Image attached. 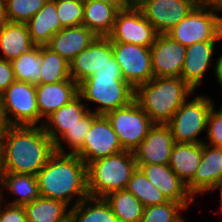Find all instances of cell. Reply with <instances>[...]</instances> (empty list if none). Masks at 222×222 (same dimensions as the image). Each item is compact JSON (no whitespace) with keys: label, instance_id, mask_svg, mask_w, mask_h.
Returning <instances> with one entry per match:
<instances>
[{"label":"cell","instance_id":"obj_33","mask_svg":"<svg viewBox=\"0 0 222 222\" xmlns=\"http://www.w3.org/2000/svg\"><path fill=\"white\" fill-rule=\"evenodd\" d=\"M126 190L132 193L144 207L169 201L165 195L147 179L146 175L138 167L128 181Z\"/></svg>","mask_w":222,"mask_h":222},{"label":"cell","instance_id":"obj_44","mask_svg":"<svg viewBox=\"0 0 222 222\" xmlns=\"http://www.w3.org/2000/svg\"><path fill=\"white\" fill-rule=\"evenodd\" d=\"M213 66L215 78L222 89V54L216 59V62L214 61Z\"/></svg>","mask_w":222,"mask_h":222},{"label":"cell","instance_id":"obj_41","mask_svg":"<svg viewBox=\"0 0 222 222\" xmlns=\"http://www.w3.org/2000/svg\"><path fill=\"white\" fill-rule=\"evenodd\" d=\"M93 75L122 76V73L120 70V66L113 56L111 59L108 60L107 64L96 70Z\"/></svg>","mask_w":222,"mask_h":222},{"label":"cell","instance_id":"obj_17","mask_svg":"<svg viewBox=\"0 0 222 222\" xmlns=\"http://www.w3.org/2000/svg\"><path fill=\"white\" fill-rule=\"evenodd\" d=\"M113 57L112 42L108 37L97 36L70 63V77L79 84Z\"/></svg>","mask_w":222,"mask_h":222},{"label":"cell","instance_id":"obj_4","mask_svg":"<svg viewBox=\"0 0 222 222\" xmlns=\"http://www.w3.org/2000/svg\"><path fill=\"white\" fill-rule=\"evenodd\" d=\"M137 163L132 151L97 159L87 166L88 194L105 197L112 191L125 190Z\"/></svg>","mask_w":222,"mask_h":222},{"label":"cell","instance_id":"obj_42","mask_svg":"<svg viewBox=\"0 0 222 222\" xmlns=\"http://www.w3.org/2000/svg\"><path fill=\"white\" fill-rule=\"evenodd\" d=\"M197 6L220 13L222 10V0H197Z\"/></svg>","mask_w":222,"mask_h":222},{"label":"cell","instance_id":"obj_12","mask_svg":"<svg viewBox=\"0 0 222 222\" xmlns=\"http://www.w3.org/2000/svg\"><path fill=\"white\" fill-rule=\"evenodd\" d=\"M124 149L106 115H97L82 147L75 153L88 166L91 162L117 154Z\"/></svg>","mask_w":222,"mask_h":222},{"label":"cell","instance_id":"obj_14","mask_svg":"<svg viewBox=\"0 0 222 222\" xmlns=\"http://www.w3.org/2000/svg\"><path fill=\"white\" fill-rule=\"evenodd\" d=\"M154 77H180L186 55V47L167 34H158L150 47Z\"/></svg>","mask_w":222,"mask_h":222},{"label":"cell","instance_id":"obj_22","mask_svg":"<svg viewBox=\"0 0 222 222\" xmlns=\"http://www.w3.org/2000/svg\"><path fill=\"white\" fill-rule=\"evenodd\" d=\"M83 102L78 95L69 104L63 105L44 120L43 129L54 143L89 111V108H86V103Z\"/></svg>","mask_w":222,"mask_h":222},{"label":"cell","instance_id":"obj_32","mask_svg":"<svg viewBox=\"0 0 222 222\" xmlns=\"http://www.w3.org/2000/svg\"><path fill=\"white\" fill-rule=\"evenodd\" d=\"M16 81L40 84L41 46L22 53L11 61Z\"/></svg>","mask_w":222,"mask_h":222},{"label":"cell","instance_id":"obj_15","mask_svg":"<svg viewBox=\"0 0 222 222\" xmlns=\"http://www.w3.org/2000/svg\"><path fill=\"white\" fill-rule=\"evenodd\" d=\"M174 143L172 131L167 124H154L133 151L136 163L169 165Z\"/></svg>","mask_w":222,"mask_h":222},{"label":"cell","instance_id":"obj_50","mask_svg":"<svg viewBox=\"0 0 222 222\" xmlns=\"http://www.w3.org/2000/svg\"><path fill=\"white\" fill-rule=\"evenodd\" d=\"M219 202H220V207H219L220 210L219 211L221 212L222 211V200H220Z\"/></svg>","mask_w":222,"mask_h":222},{"label":"cell","instance_id":"obj_36","mask_svg":"<svg viewBox=\"0 0 222 222\" xmlns=\"http://www.w3.org/2000/svg\"><path fill=\"white\" fill-rule=\"evenodd\" d=\"M48 0H5L3 3L12 23H27Z\"/></svg>","mask_w":222,"mask_h":222},{"label":"cell","instance_id":"obj_6","mask_svg":"<svg viewBox=\"0 0 222 222\" xmlns=\"http://www.w3.org/2000/svg\"><path fill=\"white\" fill-rule=\"evenodd\" d=\"M215 102L208 95H197L189 98L174 113L167 123L177 143H204L198 139L206 131L208 117Z\"/></svg>","mask_w":222,"mask_h":222},{"label":"cell","instance_id":"obj_35","mask_svg":"<svg viewBox=\"0 0 222 222\" xmlns=\"http://www.w3.org/2000/svg\"><path fill=\"white\" fill-rule=\"evenodd\" d=\"M183 210L187 211V208L175 201L144 207L140 222H180L183 219Z\"/></svg>","mask_w":222,"mask_h":222},{"label":"cell","instance_id":"obj_49","mask_svg":"<svg viewBox=\"0 0 222 222\" xmlns=\"http://www.w3.org/2000/svg\"><path fill=\"white\" fill-rule=\"evenodd\" d=\"M1 190H2V189H1V186H0V207H1V205H3V204H2V202H3L2 200L4 199V198H3V197H4V196H3L4 193H2Z\"/></svg>","mask_w":222,"mask_h":222},{"label":"cell","instance_id":"obj_38","mask_svg":"<svg viewBox=\"0 0 222 222\" xmlns=\"http://www.w3.org/2000/svg\"><path fill=\"white\" fill-rule=\"evenodd\" d=\"M216 103L212 106L211 112L208 117L206 127V141L205 144L212 146L222 147V106L217 110L215 109ZM208 140V143H207Z\"/></svg>","mask_w":222,"mask_h":222},{"label":"cell","instance_id":"obj_23","mask_svg":"<svg viewBox=\"0 0 222 222\" xmlns=\"http://www.w3.org/2000/svg\"><path fill=\"white\" fill-rule=\"evenodd\" d=\"M202 158V143L175 142L170 155L169 167L188 185L193 179Z\"/></svg>","mask_w":222,"mask_h":222},{"label":"cell","instance_id":"obj_3","mask_svg":"<svg viewBox=\"0 0 222 222\" xmlns=\"http://www.w3.org/2000/svg\"><path fill=\"white\" fill-rule=\"evenodd\" d=\"M193 94L180 77H153L135 89L134 99L155 124H167Z\"/></svg>","mask_w":222,"mask_h":222},{"label":"cell","instance_id":"obj_24","mask_svg":"<svg viewBox=\"0 0 222 222\" xmlns=\"http://www.w3.org/2000/svg\"><path fill=\"white\" fill-rule=\"evenodd\" d=\"M26 24L32 42L36 46H46L62 29L57 15L56 0H48Z\"/></svg>","mask_w":222,"mask_h":222},{"label":"cell","instance_id":"obj_20","mask_svg":"<svg viewBox=\"0 0 222 222\" xmlns=\"http://www.w3.org/2000/svg\"><path fill=\"white\" fill-rule=\"evenodd\" d=\"M221 177L222 147L202 143V158L194 179L187 185L188 191L194 198L199 194H207Z\"/></svg>","mask_w":222,"mask_h":222},{"label":"cell","instance_id":"obj_13","mask_svg":"<svg viewBox=\"0 0 222 222\" xmlns=\"http://www.w3.org/2000/svg\"><path fill=\"white\" fill-rule=\"evenodd\" d=\"M196 6L197 0H144L137 5L158 34H167Z\"/></svg>","mask_w":222,"mask_h":222},{"label":"cell","instance_id":"obj_28","mask_svg":"<svg viewBox=\"0 0 222 222\" xmlns=\"http://www.w3.org/2000/svg\"><path fill=\"white\" fill-rule=\"evenodd\" d=\"M23 207L27 222H69L70 220L68 205L58 200L39 196Z\"/></svg>","mask_w":222,"mask_h":222},{"label":"cell","instance_id":"obj_19","mask_svg":"<svg viewBox=\"0 0 222 222\" xmlns=\"http://www.w3.org/2000/svg\"><path fill=\"white\" fill-rule=\"evenodd\" d=\"M218 41L196 42L186 47L181 78L194 90L202 83L206 72L213 62ZM204 76V77H203Z\"/></svg>","mask_w":222,"mask_h":222},{"label":"cell","instance_id":"obj_47","mask_svg":"<svg viewBox=\"0 0 222 222\" xmlns=\"http://www.w3.org/2000/svg\"><path fill=\"white\" fill-rule=\"evenodd\" d=\"M217 191L219 190L220 191V198L219 200H222V177L215 182V184L209 189V193L212 192V191Z\"/></svg>","mask_w":222,"mask_h":222},{"label":"cell","instance_id":"obj_18","mask_svg":"<svg viewBox=\"0 0 222 222\" xmlns=\"http://www.w3.org/2000/svg\"><path fill=\"white\" fill-rule=\"evenodd\" d=\"M36 95L41 126L44 122L42 118L46 119L79 95L78 84L72 78L52 84H36Z\"/></svg>","mask_w":222,"mask_h":222},{"label":"cell","instance_id":"obj_29","mask_svg":"<svg viewBox=\"0 0 222 222\" xmlns=\"http://www.w3.org/2000/svg\"><path fill=\"white\" fill-rule=\"evenodd\" d=\"M69 222H120L104 197L88 196L70 207Z\"/></svg>","mask_w":222,"mask_h":222},{"label":"cell","instance_id":"obj_21","mask_svg":"<svg viewBox=\"0 0 222 222\" xmlns=\"http://www.w3.org/2000/svg\"><path fill=\"white\" fill-rule=\"evenodd\" d=\"M96 37L84 25L65 27L56 33L46 46L70 63Z\"/></svg>","mask_w":222,"mask_h":222},{"label":"cell","instance_id":"obj_30","mask_svg":"<svg viewBox=\"0 0 222 222\" xmlns=\"http://www.w3.org/2000/svg\"><path fill=\"white\" fill-rule=\"evenodd\" d=\"M104 198L120 222L141 221L144 206L132 193L128 192L126 189L112 191Z\"/></svg>","mask_w":222,"mask_h":222},{"label":"cell","instance_id":"obj_37","mask_svg":"<svg viewBox=\"0 0 222 222\" xmlns=\"http://www.w3.org/2000/svg\"><path fill=\"white\" fill-rule=\"evenodd\" d=\"M56 10L62 28L82 25L84 18L82 0H56Z\"/></svg>","mask_w":222,"mask_h":222},{"label":"cell","instance_id":"obj_1","mask_svg":"<svg viewBox=\"0 0 222 222\" xmlns=\"http://www.w3.org/2000/svg\"><path fill=\"white\" fill-rule=\"evenodd\" d=\"M43 126H10L0 146V173L37 175L55 153Z\"/></svg>","mask_w":222,"mask_h":222},{"label":"cell","instance_id":"obj_7","mask_svg":"<svg viewBox=\"0 0 222 222\" xmlns=\"http://www.w3.org/2000/svg\"><path fill=\"white\" fill-rule=\"evenodd\" d=\"M214 10L196 6L167 35L188 47L196 42L222 40V16Z\"/></svg>","mask_w":222,"mask_h":222},{"label":"cell","instance_id":"obj_16","mask_svg":"<svg viewBox=\"0 0 222 222\" xmlns=\"http://www.w3.org/2000/svg\"><path fill=\"white\" fill-rule=\"evenodd\" d=\"M137 167L169 201L182 203L187 209L190 204L194 203L195 198L188 191L187 185L171 170L169 165L137 164Z\"/></svg>","mask_w":222,"mask_h":222},{"label":"cell","instance_id":"obj_39","mask_svg":"<svg viewBox=\"0 0 222 222\" xmlns=\"http://www.w3.org/2000/svg\"><path fill=\"white\" fill-rule=\"evenodd\" d=\"M0 222H27L24 207L3 203L0 207Z\"/></svg>","mask_w":222,"mask_h":222},{"label":"cell","instance_id":"obj_40","mask_svg":"<svg viewBox=\"0 0 222 222\" xmlns=\"http://www.w3.org/2000/svg\"><path fill=\"white\" fill-rule=\"evenodd\" d=\"M15 81L11 61L0 58V94Z\"/></svg>","mask_w":222,"mask_h":222},{"label":"cell","instance_id":"obj_11","mask_svg":"<svg viewBox=\"0 0 222 222\" xmlns=\"http://www.w3.org/2000/svg\"><path fill=\"white\" fill-rule=\"evenodd\" d=\"M113 56L123 79L134 89L154 77L150 47L132 43L112 42Z\"/></svg>","mask_w":222,"mask_h":222},{"label":"cell","instance_id":"obj_26","mask_svg":"<svg viewBox=\"0 0 222 222\" xmlns=\"http://www.w3.org/2000/svg\"><path fill=\"white\" fill-rule=\"evenodd\" d=\"M119 9L102 1L84 2L82 25L96 36L107 37L112 29Z\"/></svg>","mask_w":222,"mask_h":222},{"label":"cell","instance_id":"obj_2","mask_svg":"<svg viewBox=\"0 0 222 222\" xmlns=\"http://www.w3.org/2000/svg\"><path fill=\"white\" fill-rule=\"evenodd\" d=\"M36 177L41 197L73 207L89 196L87 165L76 154L55 152Z\"/></svg>","mask_w":222,"mask_h":222},{"label":"cell","instance_id":"obj_34","mask_svg":"<svg viewBox=\"0 0 222 222\" xmlns=\"http://www.w3.org/2000/svg\"><path fill=\"white\" fill-rule=\"evenodd\" d=\"M97 116L92 111H88L80 121L72 128L68 129L55 143V151L59 153H70L75 154L83 145L85 137L90 130L93 119ZM66 142L70 150L67 152L62 141Z\"/></svg>","mask_w":222,"mask_h":222},{"label":"cell","instance_id":"obj_9","mask_svg":"<svg viewBox=\"0 0 222 222\" xmlns=\"http://www.w3.org/2000/svg\"><path fill=\"white\" fill-rule=\"evenodd\" d=\"M122 148L134 151L148 135L154 122L134 99L128 105L106 114Z\"/></svg>","mask_w":222,"mask_h":222},{"label":"cell","instance_id":"obj_5","mask_svg":"<svg viewBox=\"0 0 222 222\" xmlns=\"http://www.w3.org/2000/svg\"><path fill=\"white\" fill-rule=\"evenodd\" d=\"M78 93L85 103L97 104V109L90 111L106 115L133 101L135 89L123 76L92 75L78 84Z\"/></svg>","mask_w":222,"mask_h":222},{"label":"cell","instance_id":"obj_27","mask_svg":"<svg viewBox=\"0 0 222 222\" xmlns=\"http://www.w3.org/2000/svg\"><path fill=\"white\" fill-rule=\"evenodd\" d=\"M0 186L15 195L14 200L7 202L12 205L24 206L40 196L35 175L0 173Z\"/></svg>","mask_w":222,"mask_h":222},{"label":"cell","instance_id":"obj_31","mask_svg":"<svg viewBox=\"0 0 222 222\" xmlns=\"http://www.w3.org/2000/svg\"><path fill=\"white\" fill-rule=\"evenodd\" d=\"M40 84H52L71 79L69 62L47 46H41Z\"/></svg>","mask_w":222,"mask_h":222},{"label":"cell","instance_id":"obj_45","mask_svg":"<svg viewBox=\"0 0 222 222\" xmlns=\"http://www.w3.org/2000/svg\"><path fill=\"white\" fill-rule=\"evenodd\" d=\"M9 18L5 9V5L0 1V31L9 23Z\"/></svg>","mask_w":222,"mask_h":222},{"label":"cell","instance_id":"obj_43","mask_svg":"<svg viewBox=\"0 0 222 222\" xmlns=\"http://www.w3.org/2000/svg\"><path fill=\"white\" fill-rule=\"evenodd\" d=\"M9 127H10V124L7 121L5 113L2 110L1 105H0V146L4 137L6 136V133Z\"/></svg>","mask_w":222,"mask_h":222},{"label":"cell","instance_id":"obj_46","mask_svg":"<svg viewBox=\"0 0 222 222\" xmlns=\"http://www.w3.org/2000/svg\"><path fill=\"white\" fill-rule=\"evenodd\" d=\"M83 2H88V1H102L104 3L114 5L116 6L119 10L123 9L127 6L125 3V0H82Z\"/></svg>","mask_w":222,"mask_h":222},{"label":"cell","instance_id":"obj_8","mask_svg":"<svg viewBox=\"0 0 222 222\" xmlns=\"http://www.w3.org/2000/svg\"><path fill=\"white\" fill-rule=\"evenodd\" d=\"M0 105L10 126H40L36 84L13 82L0 94Z\"/></svg>","mask_w":222,"mask_h":222},{"label":"cell","instance_id":"obj_10","mask_svg":"<svg viewBox=\"0 0 222 222\" xmlns=\"http://www.w3.org/2000/svg\"><path fill=\"white\" fill-rule=\"evenodd\" d=\"M158 36L153 25L137 6H126L117 13L113 29L107 36L111 42L132 43L151 47Z\"/></svg>","mask_w":222,"mask_h":222},{"label":"cell","instance_id":"obj_48","mask_svg":"<svg viewBox=\"0 0 222 222\" xmlns=\"http://www.w3.org/2000/svg\"><path fill=\"white\" fill-rule=\"evenodd\" d=\"M142 1H144V0H125V3H126L128 6H137V5H139Z\"/></svg>","mask_w":222,"mask_h":222},{"label":"cell","instance_id":"obj_25","mask_svg":"<svg viewBox=\"0 0 222 222\" xmlns=\"http://www.w3.org/2000/svg\"><path fill=\"white\" fill-rule=\"evenodd\" d=\"M35 46L26 23L9 22L0 31V58L12 61Z\"/></svg>","mask_w":222,"mask_h":222}]
</instances>
